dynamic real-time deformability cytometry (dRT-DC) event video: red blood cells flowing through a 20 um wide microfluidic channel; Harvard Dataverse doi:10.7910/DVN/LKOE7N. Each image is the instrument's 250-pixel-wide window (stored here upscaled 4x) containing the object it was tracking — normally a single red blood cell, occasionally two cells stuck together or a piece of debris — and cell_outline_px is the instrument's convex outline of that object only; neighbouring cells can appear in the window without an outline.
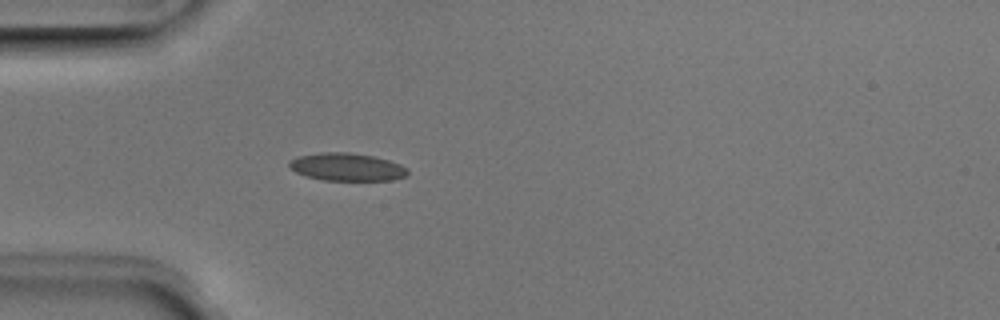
{"species": "Egyptian fruit bat (a non-hibernating species)", "species_latin": "Rousettus aegyptiacus", "temperature_condition": "room temperature", "stored_images_in_passage": 5, "camera_frame_rate_fps": 3000, "um_per_image_px": 0.085, "animal": {"sex": "male"}, "frame": {"image": 1, "passage_image": 5, "time_ms": 1.333, "image_size_px": [1000, 320], "cell_outline_px": [[408, 172], [404, 176], [392, 180], [324, 180], [304, 176], [296, 172], [288, 164], [288, 160], [300, 156], [320, 152], [348, 152], [372, 156], [388, 160], [400, 164], [408, 168]], "centroid_in_image_um": [29.46, 14.19], "position_along_channel_um": 55.5, "area_um2": 19.07}}